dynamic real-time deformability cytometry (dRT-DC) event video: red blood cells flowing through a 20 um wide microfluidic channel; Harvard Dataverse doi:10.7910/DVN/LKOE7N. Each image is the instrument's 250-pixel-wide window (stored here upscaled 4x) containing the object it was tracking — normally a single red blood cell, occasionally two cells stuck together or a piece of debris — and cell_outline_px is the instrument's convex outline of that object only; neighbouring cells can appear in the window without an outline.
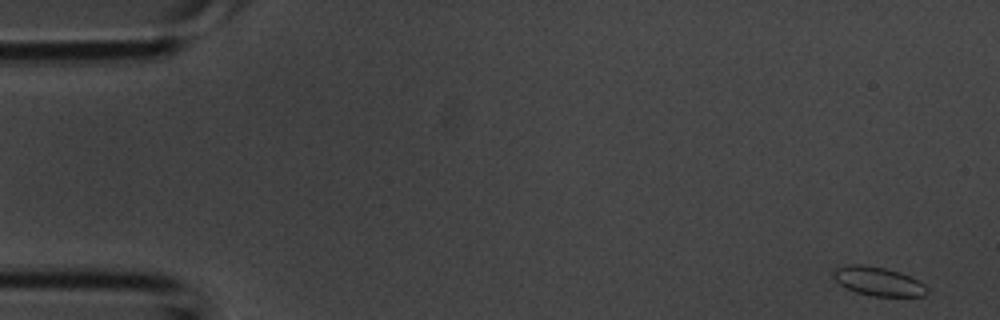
{"species": "common noctule bat (a hibernating species)", "species_latin": "Nyctalus noctula", "temperature_condition": "room temperature", "stored_images_in_passage": 41, "camera_frame_rate_fps": 3000, "um_per_image_px": 0.085, "animal": {"sex": "male", "body_mass_g": 20.1, "forearm_length_mm": 53.5}, "frame": {"image": 1, "passage_image": 1, "time_ms": 0.0, "image_size_px": [1000, 320], "cell_outline_px": [[928, 292], [924, 296], [872, 296], [856, 292], [844, 288], [832, 276], [832, 272], [836, 268], [848, 264], [864, 264], [884, 268], [900, 272], [924, 284], [928, 288]], "centroid_in_image_um": [74.61, 23.91], "position_along_channel_um": 10.4, "area_um2": 15.78}}
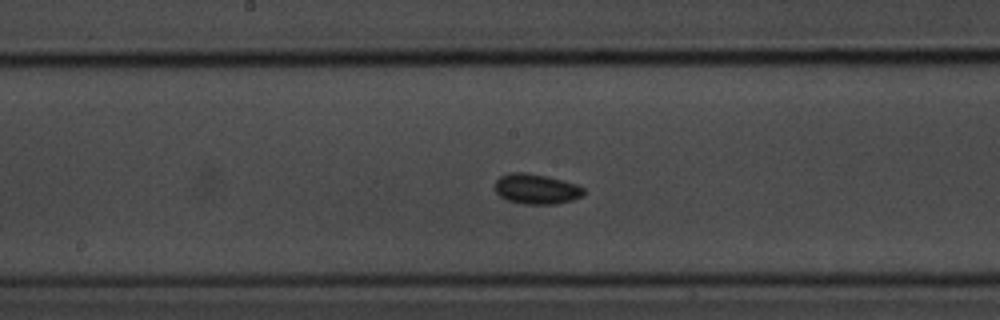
{"frame": {"image": 2, "passage_image": 21, "time_ms": 6.667, "image_size_px": [1000, 320], "cell_outline_px": [[584, 196], [572, 200], [556, 204], [524, 204], [508, 200], [500, 196], [496, 192], [496, 180], [500, 176], [512, 172], [524, 172], [548, 176], [576, 184], [584, 188]], "centroid_in_image_um": [45.61, 16.06], "position_along_channel_um": 202.6, "area_um2": 15.61}}
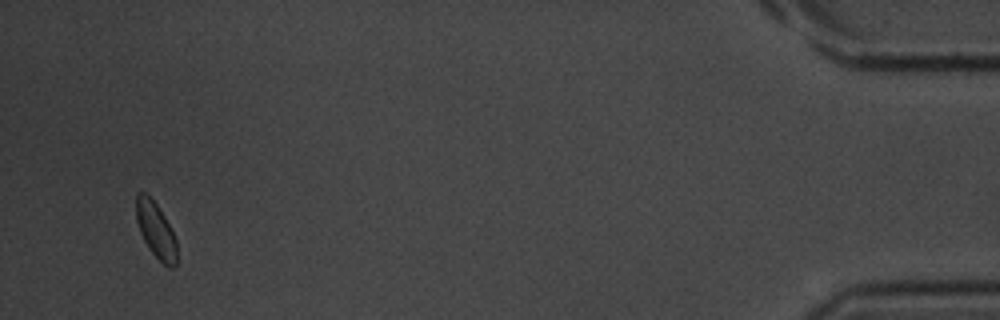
{"frame": {"image": 3, "passage_image": 40, "time_ms": 13.0, "image_size_px": [1000, 320], "cell_outline_px": [[176, 268], [168, 268], [148, 248], [140, 232], [136, 220], [136, 192], [144, 192], [156, 204], [164, 216], [176, 240]], "centroid_in_image_um": [13.23, 19.58], "position_along_channel_um": 422.0, "area_um2": 13.01}}